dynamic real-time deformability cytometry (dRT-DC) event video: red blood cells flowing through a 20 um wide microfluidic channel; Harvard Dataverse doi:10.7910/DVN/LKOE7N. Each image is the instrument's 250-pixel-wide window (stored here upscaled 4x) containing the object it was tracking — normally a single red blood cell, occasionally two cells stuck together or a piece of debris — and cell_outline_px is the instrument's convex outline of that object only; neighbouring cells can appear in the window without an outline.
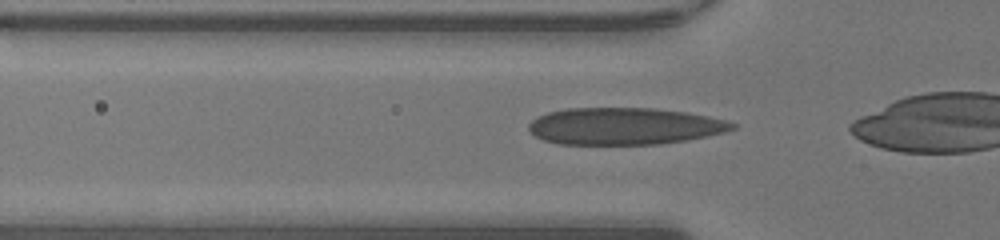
{"species": "human", "species_latin": "Homo sapiens", "temperature_condition": "warm", "stored_images_in_passage": 24, "camera_frame_rate_fps": 3000, "um_per_image_px": 0.085, "donor": {"sex": "male"}, "frame": {"image": 1, "passage_image": 2, "time_ms": 0.333, "image_size_px": [1000, 240], "cell_outline_px": [[736, 128], [724, 132], [684, 140], [660, 144], [560, 144], [544, 140], [536, 136], [528, 128], [528, 124], [532, 120], [548, 112], [568, 108], [656, 108], [688, 112], [708, 116], [724, 120], [736, 124]], "centroid_in_image_um": [53.07, 10.72], "position_along_channel_um": 72.7, "area_um2": 43.64}}
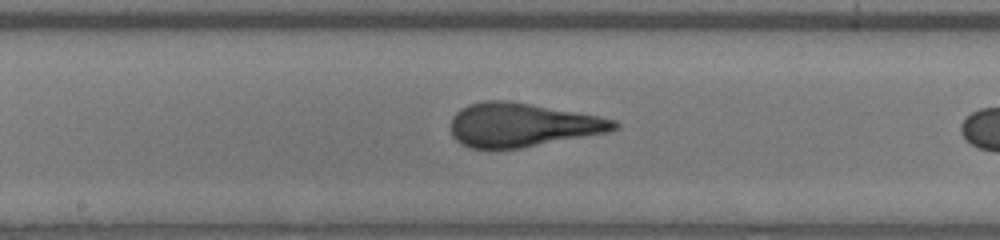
{"frame": {"image": 2, "passage_image": 11, "time_ms": 3.333, "image_size_px": [1000, 240], "cell_outline_px": [[620, 128], [608, 132], [520, 148], [468, 148], [460, 144], [452, 136], [452, 116], [460, 108], [468, 104], [488, 100], [504, 100], [532, 104], [600, 116], [616, 120], [620, 124]], "centroid_in_image_um": [44.39, 10.61], "position_along_channel_um": 203.8, "area_um2": 41.67}}
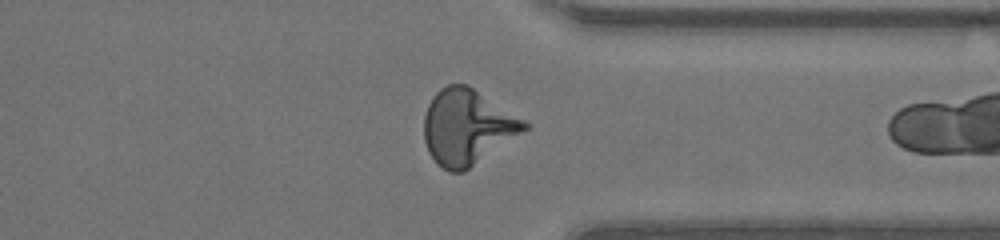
{"frame": {"image": 3, "passage_image": 23, "time_ms": 7.333, "image_size_px": [1000, 240], "cell_outline_px": [[528, 128], [464, 172], [448, 172], [436, 164], [428, 152], [424, 140], [424, 116], [428, 104], [432, 96], [440, 88], [448, 84], [468, 84], [524, 120], [528, 124]], "centroid_in_image_um": [39.66, 10.8], "position_along_channel_um": 371.7, "area_um2": 43.87}}